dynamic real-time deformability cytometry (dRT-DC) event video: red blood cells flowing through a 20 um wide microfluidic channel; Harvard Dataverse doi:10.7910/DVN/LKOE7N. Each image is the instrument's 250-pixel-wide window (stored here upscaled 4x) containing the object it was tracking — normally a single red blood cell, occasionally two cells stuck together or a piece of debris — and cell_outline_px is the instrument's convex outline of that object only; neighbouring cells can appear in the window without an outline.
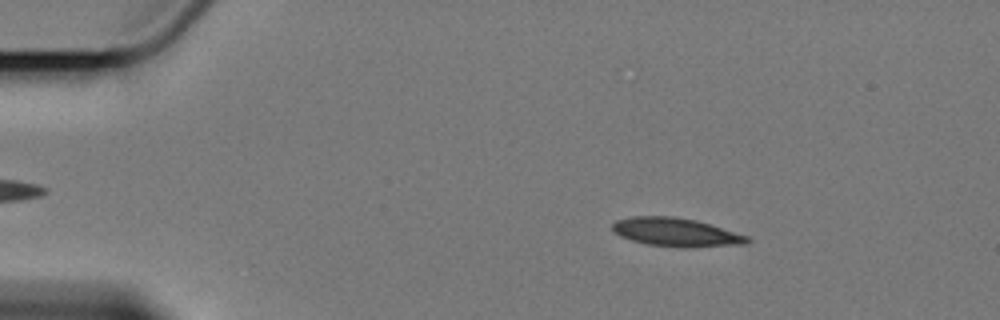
{"species": "Egyptian fruit bat (a non-hibernating species)", "species_latin": "Rousettus aegyptiacus", "temperature_condition": "cold", "stored_images_in_passage": 4, "camera_frame_rate_fps": 3000, "um_per_image_px": 0.085, "animal": {"sex": "female"}, "frame": {"image": 1, "passage_image": 2, "time_ms": 1.333, "image_size_px": [1000, 320], "cell_outline_px": [[752, 240], [744, 244], [692, 248], [680, 248], [648, 244], [632, 240], [620, 236], [612, 232], [612, 224], [616, 220], [632, 216], [672, 216], [696, 220], [748, 236]], "centroid_in_image_um": [57.44, 19.75], "position_along_channel_um": 27.6, "area_um2": 22.54}}